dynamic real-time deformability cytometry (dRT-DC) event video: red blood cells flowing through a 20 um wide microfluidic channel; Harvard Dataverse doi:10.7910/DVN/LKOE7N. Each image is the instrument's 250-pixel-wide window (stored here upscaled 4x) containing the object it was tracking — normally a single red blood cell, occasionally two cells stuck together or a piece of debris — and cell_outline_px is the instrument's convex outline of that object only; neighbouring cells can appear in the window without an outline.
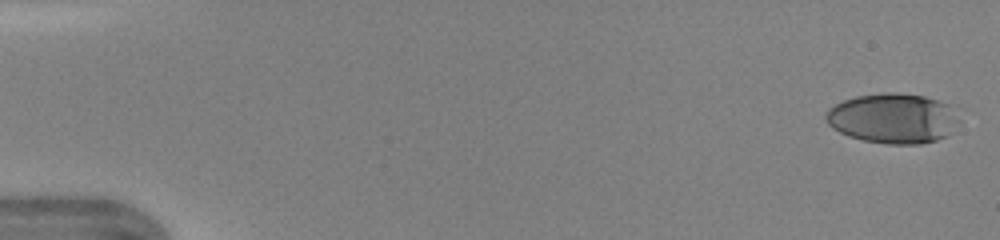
{"species": "human", "species_latin": "Homo sapiens", "temperature_condition": "warm", "stored_images_in_passage": 12, "camera_frame_rate_fps": 3000, "um_per_image_px": 0.085, "donor": {"sex": "female"}, "frame": {"image": 1, "passage_image": 1, "time_ms": 0.0, "image_size_px": [1000, 240], "cell_outline_px": [[948, 136], [936, 140], [920, 144], [888, 144], [864, 140], [848, 136], [832, 128], [828, 124], [824, 116], [828, 108], [844, 100], [856, 96], [888, 92], [896, 92], [924, 96], [948, 104]], "centroid_in_image_um": [75.7, 10.06], "position_along_channel_um": 9.3, "area_um2": 37.45}}